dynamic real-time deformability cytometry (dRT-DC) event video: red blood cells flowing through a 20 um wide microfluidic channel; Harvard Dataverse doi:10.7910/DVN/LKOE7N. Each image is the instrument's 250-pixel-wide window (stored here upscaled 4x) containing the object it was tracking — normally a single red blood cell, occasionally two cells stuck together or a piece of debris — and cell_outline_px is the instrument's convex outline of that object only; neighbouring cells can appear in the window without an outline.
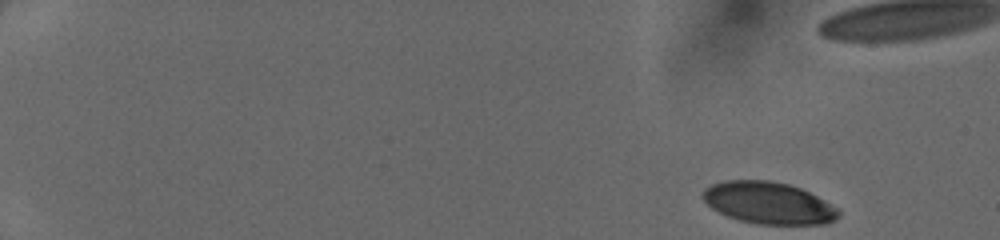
{"species": "human", "species_latin": "Homo sapiens", "temperature_condition": "cold", "stored_images_in_passage": 43, "camera_frame_rate_fps": 3000, "um_per_image_px": 0.085, "donor": {"sex": "female"}, "frame": {"image": 1, "passage_image": 1, "time_ms": 0.0, "image_size_px": [1000, 240], "cell_outline_px": [[840, 216], [836, 220], [828, 224], [756, 224], [740, 220], [728, 216], [712, 208], [700, 196], [700, 192], [704, 188], [712, 184], [724, 180], [768, 180], [788, 184], [800, 188], [840, 208]], "centroid_in_image_um": [65.33, 17.25], "position_along_channel_um": 19.7, "area_um2": 33.35}}
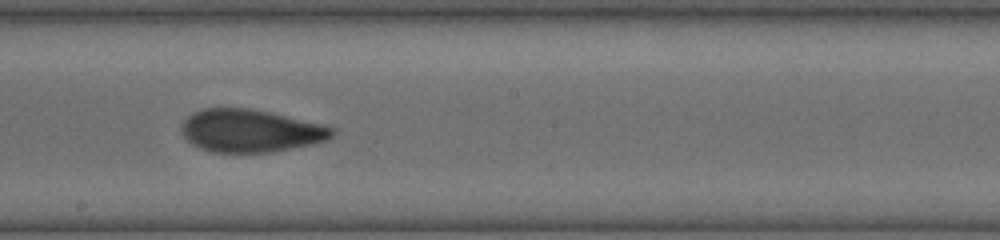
{"frame": {"image": 2, "passage_image": 27, "time_ms": 8.667, "image_size_px": [1000, 240], "cell_outline_px": [[336, 132], [328, 140], [316, 144], [272, 152], [212, 152], [200, 148], [192, 144], [180, 132], [180, 124], [192, 112], [200, 108], [248, 108], [272, 112], [324, 124], [336, 128]], "centroid_in_image_um": [21.32, 11.11], "position_along_channel_um": 226.9, "area_um2": 38.15}}
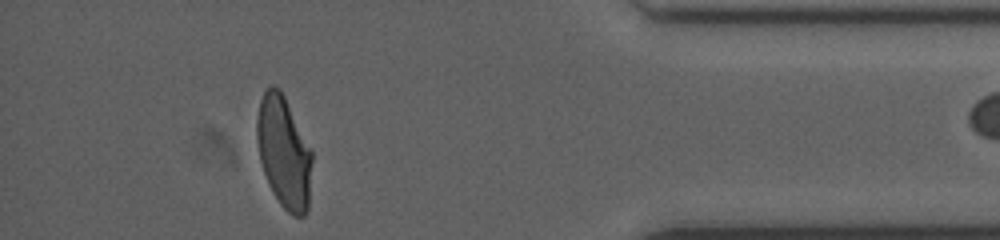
{"frame": {"image": 3, "passage_image": 42, "time_ms": 13.667, "image_size_px": [1000, 240], "cell_outline_px": [[312, 160], [308, 208], [304, 216], [292, 216], [280, 204], [272, 192], [264, 172], [260, 160], [256, 140], [256, 120], [260, 100], [264, 92], [272, 84], [280, 88], [312, 152]], "centroid_in_image_um": [24.11, 12.95], "position_along_channel_um": 411.1, "area_um2": 35.72}}